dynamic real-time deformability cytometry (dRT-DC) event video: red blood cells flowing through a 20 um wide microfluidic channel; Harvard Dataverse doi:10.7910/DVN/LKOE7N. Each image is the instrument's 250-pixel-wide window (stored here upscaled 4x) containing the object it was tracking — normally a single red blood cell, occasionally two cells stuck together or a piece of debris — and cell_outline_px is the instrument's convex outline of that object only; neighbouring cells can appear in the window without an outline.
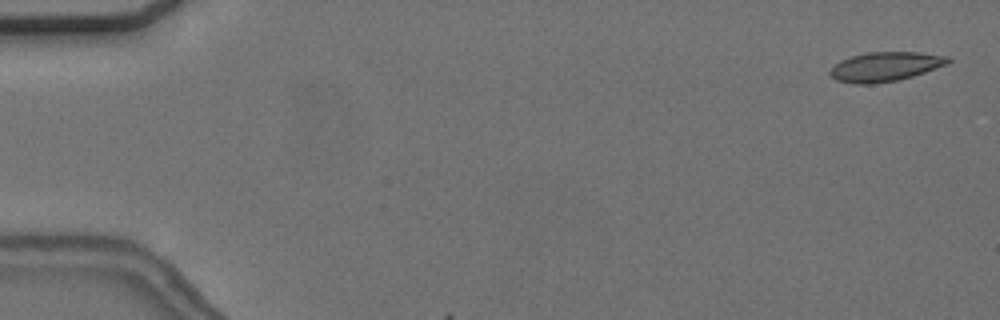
{"species": "common noctule bat (a hibernating species)", "species_latin": "Nyctalus noctula", "temperature_condition": "cold", "stored_images_in_passage": 41, "camera_frame_rate_fps": 3000, "um_per_image_px": 0.085, "animal": {"sex": "female", "body_mass_g": 24.6, "forearm_length_mm": 56.2}, "frame": {"image": 1, "passage_image": 2, "time_ms": 0.333, "image_size_px": [1000, 320], "cell_outline_px": [[952, 60], [948, 64], [912, 76], [896, 80], [872, 84], [852, 84], [836, 80], [828, 72], [840, 60], [852, 56], [868, 52], [920, 52], [948, 56]], "centroid_in_image_um": [75.25, 5.66], "position_along_channel_um": 9.8, "area_um2": 20.11}}
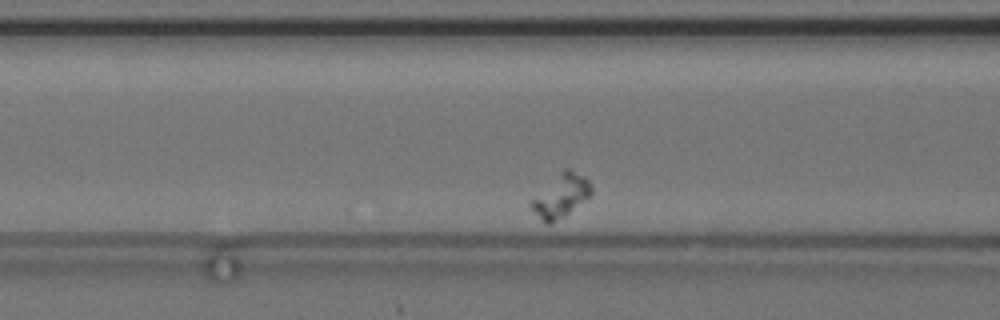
{"frame": {"image": 2, "passage_image": 13, "time_ms": 4.0, "image_size_px": [1000, 320], "cell_outline_px": [[592, 196], [552, 224], [544, 224], [528, 204], [564, 168], [568, 168], [584, 176], [588, 180], [592, 188]], "centroid_in_image_um": [47.71, 16.67], "position_along_channel_um": 118.9, "area_um2": 14.8}}
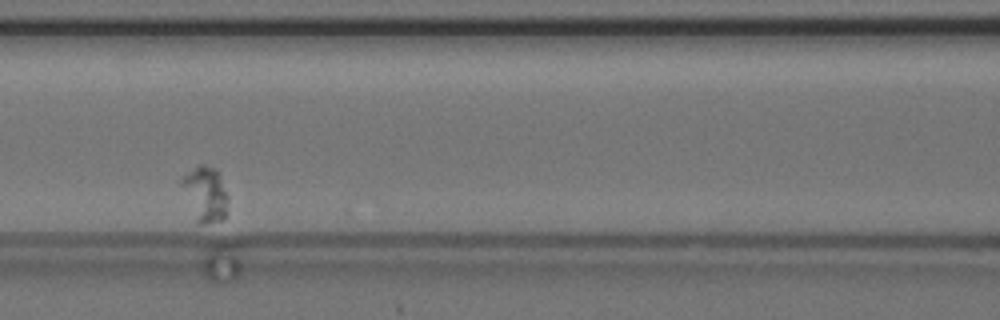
{"frame": {"image": 3, "passage_image": 16, "time_ms": 5.0, "image_size_px": [1000, 320], "cell_outline_px": [[228, 200], [224, 220], [204, 224], [200, 224], [196, 220], [180, 184], [180, 176], [200, 164], [204, 164], [216, 168], [220, 176], [228, 196]], "centroid_in_image_um": [17.44, 16.47], "position_along_channel_um": 149.2, "area_um2": 14.97}}